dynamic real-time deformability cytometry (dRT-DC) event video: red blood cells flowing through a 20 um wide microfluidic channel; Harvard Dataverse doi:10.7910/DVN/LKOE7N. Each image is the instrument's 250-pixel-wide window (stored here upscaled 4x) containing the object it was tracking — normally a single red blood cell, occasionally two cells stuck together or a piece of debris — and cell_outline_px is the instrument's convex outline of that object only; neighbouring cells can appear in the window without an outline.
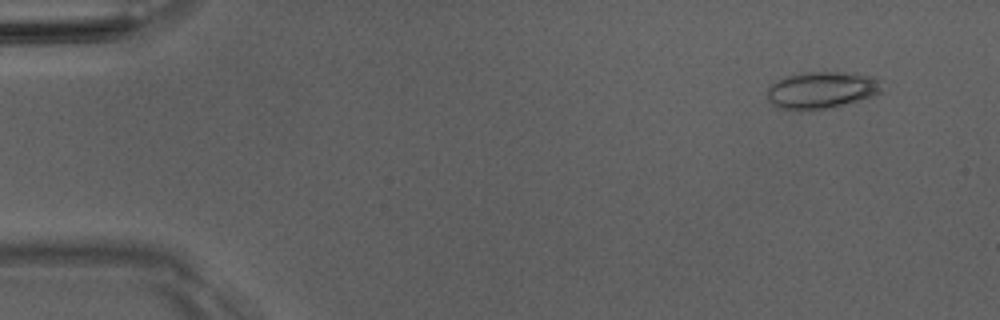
{"species": "Egyptian fruit bat (a non-hibernating species)", "species_latin": "Rousettus aegyptiacus", "temperature_condition": "room temperature", "stored_images_in_passage": 48, "camera_frame_rate_fps": 3000, "um_per_image_px": 0.085, "animal": {"sex": "male"}, "frame": {"image": 1, "passage_image": 2, "time_ms": 0.333, "image_size_px": [1000, 320], "cell_outline_px": [[884, 92], [872, 96], [832, 108], [776, 108], [768, 100], [768, 88], [776, 80], [784, 76], [808, 72], [844, 72], [868, 76], [880, 80]], "centroid_in_image_um": [69.86, 7.64], "position_along_channel_um": 15.1, "area_um2": 24.33}}
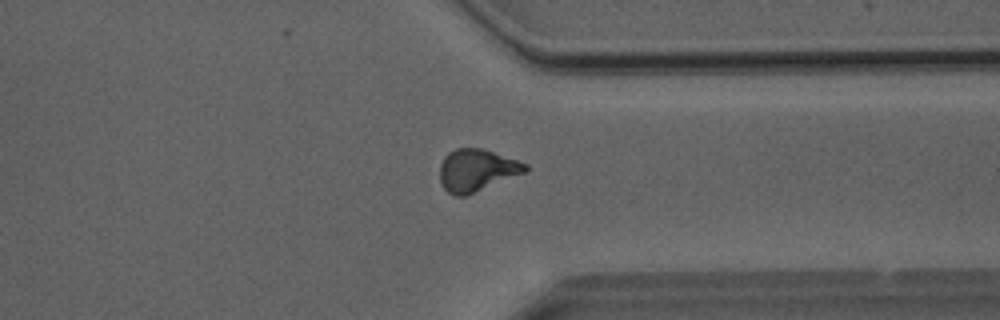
{"frame": {"image": 2, "passage_image": 37, "time_ms": 12.0, "image_size_px": [1000, 320], "cell_outline_px": [[528, 172], [464, 196], [452, 196], [444, 188], [440, 180], [440, 164], [444, 156], [448, 152], [456, 148], [484, 148], [528, 164]], "centroid_in_image_um": [40.53, 14.46], "position_along_channel_um": 370.9, "area_um2": 21.21}}
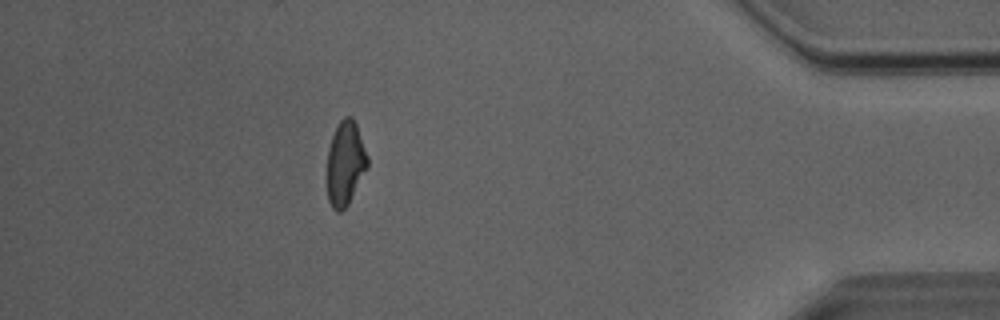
{"frame": {"image": 3, "passage_image": 43, "time_ms": 14.0, "image_size_px": [1000, 320], "cell_outline_px": [[368, 168], [348, 204], [340, 212], [336, 212], [332, 208], [328, 200], [324, 176], [328, 148], [332, 136], [340, 120], [344, 116], [352, 116], [356, 124], [368, 156]], "centroid_in_image_um": [29.31, 13.92], "position_along_channel_um": 405.9, "area_um2": 20.52}, "authors_computed_cell_mechanics": {"area_um2": 20.8369, "velocity_mm_per_s": 4.0814, "shape_relaxation_time_tau1_ms": 6.6544, "shape_relaxation_time_tau2_ms": 1.9527, "deformation_change_tau1": 0.1795, "deformation_change_tau2": 0.0794}}